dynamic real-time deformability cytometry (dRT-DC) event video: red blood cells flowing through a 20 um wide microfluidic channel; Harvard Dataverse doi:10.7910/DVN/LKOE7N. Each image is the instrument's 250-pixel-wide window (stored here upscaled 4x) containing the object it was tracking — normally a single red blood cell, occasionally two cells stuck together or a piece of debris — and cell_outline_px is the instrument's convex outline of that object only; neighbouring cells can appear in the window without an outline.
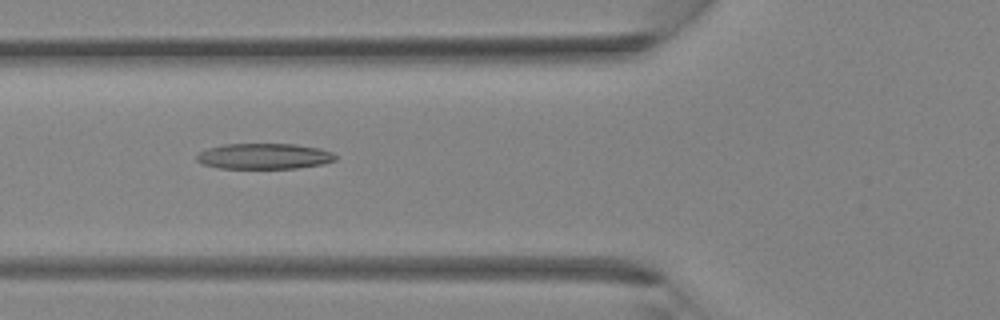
{"species": "Egyptian fruit bat (a non-hibernating species)", "species_latin": "Rousettus aegyptiacus", "temperature_condition": "room temperature", "stored_images_in_passage": 27, "camera_frame_rate_fps": 3000, "um_per_image_px": 0.085, "animal": {"sex": "female"}, "frame": {"image": 1, "passage_image": 5, "time_ms": 1.333, "image_size_px": [1000, 320], "cell_outline_px": [[336, 160], [324, 164], [296, 168], [220, 168], [200, 164], [196, 160], [196, 156], [200, 152], [208, 148], [224, 144], [296, 144], [320, 148], [332, 152], [336, 156]], "centroid_in_image_um": [22.46, 13.28], "position_along_channel_um": 103.3, "area_um2": 20.87}}
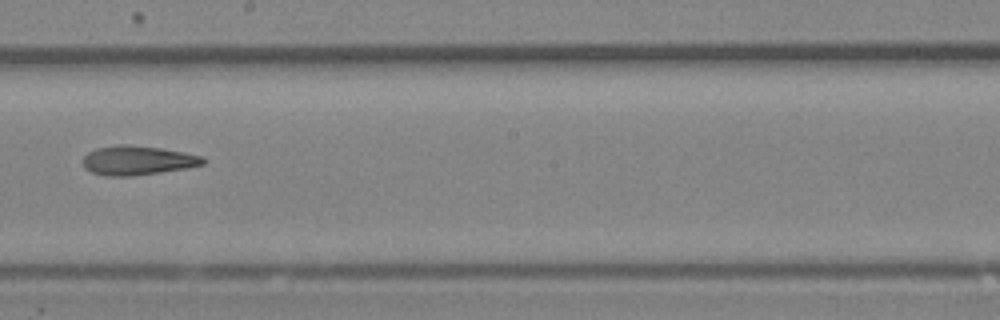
{"frame": {"image": 2, "passage_image": 12, "time_ms": 3.667, "image_size_px": [1000, 320], "cell_outline_px": [[208, 160], [204, 164], [188, 168], [132, 176], [104, 176], [92, 172], [84, 168], [84, 156], [88, 152], [96, 148], [120, 144], [160, 148], [184, 152], [204, 156]], "centroid_in_image_um": [11.73, 13.64], "position_along_channel_um": 236.5, "area_um2": 20.52}}
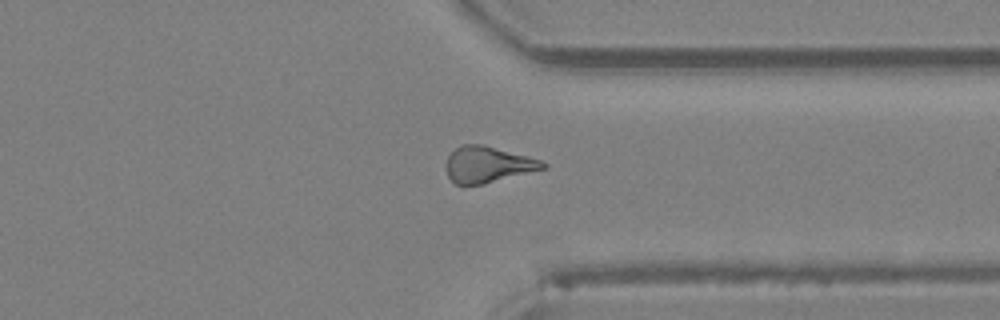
{"frame": {"image": 3, "passage_image": 19, "time_ms": 6.0, "image_size_px": [1000, 320], "cell_outline_px": [[548, 168], [484, 184], [456, 184], [448, 176], [448, 156], [460, 144], [484, 144], [528, 156], [540, 160], [548, 164]], "centroid_in_image_um": [41.52, 13.97], "position_along_channel_um": 369.9, "area_um2": 20.29}}